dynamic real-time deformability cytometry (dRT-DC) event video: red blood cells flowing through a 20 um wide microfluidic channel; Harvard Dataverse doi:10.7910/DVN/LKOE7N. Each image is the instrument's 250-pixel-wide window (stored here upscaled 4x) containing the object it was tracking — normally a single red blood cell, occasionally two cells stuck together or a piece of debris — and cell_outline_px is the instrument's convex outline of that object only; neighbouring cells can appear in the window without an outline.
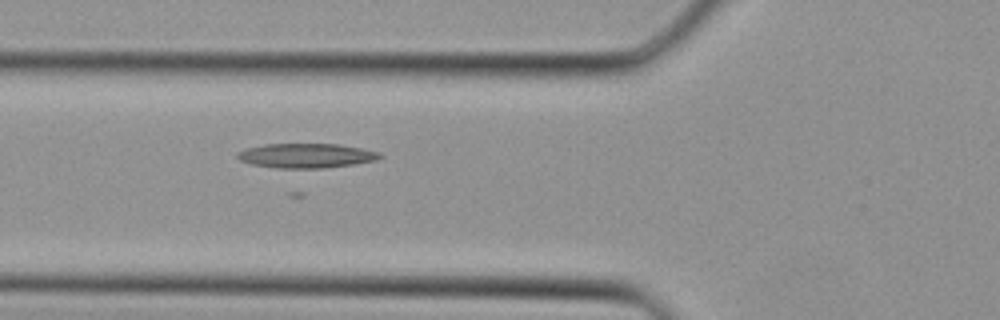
{"species": "Egyptian fruit bat (a non-hibernating species)", "species_latin": "Rousettus aegyptiacus", "temperature_condition": "cold", "stored_images_in_passage": 40, "camera_frame_rate_fps": 3000, "um_per_image_px": 0.085, "animal": {"sex": "female"}, "frame": {"image": 1, "passage_image": 15, "time_ms": 4.667, "image_size_px": [1000, 320], "cell_outline_px": [[384, 156], [376, 160], [352, 164], [324, 168], [276, 168], [252, 164], [240, 160], [236, 156], [236, 152], [244, 148], [264, 144], [340, 144], [380, 152]], "centroid_in_image_um": [26.0, 13.22], "position_along_channel_um": 99.8, "area_um2": 20.4}}
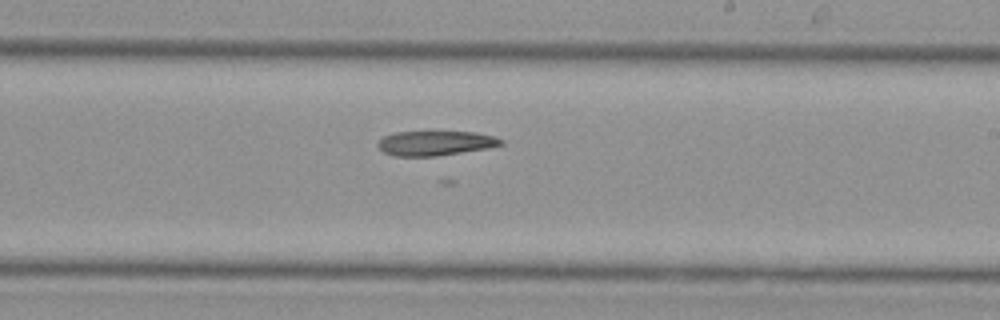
{"frame": {"image": 2, "passage_image": 24, "time_ms": 7.667, "image_size_px": [1000, 320], "cell_outline_px": [[504, 144], [488, 148], [436, 156], [396, 156], [384, 152], [376, 144], [384, 136], [396, 132], [476, 132], [496, 136], [504, 140]], "centroid_in_image_um": [37.05, 12.16], "position_along_channel_um": 251.9, "area_um2": 17.63}}
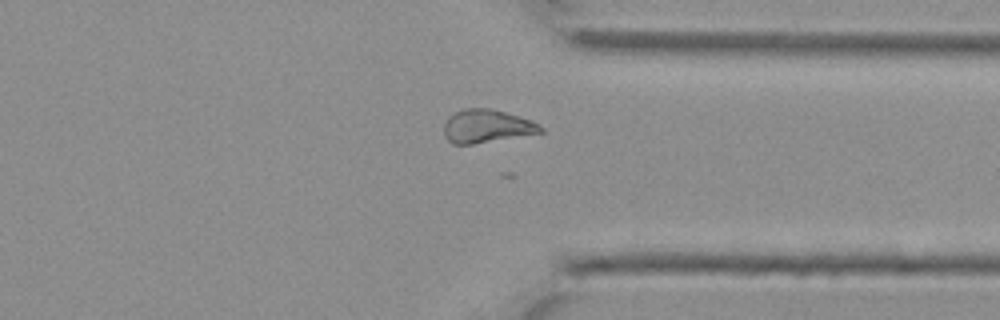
{"frame": {"image": 3, "passage_image": 31, "time_ms": 10.0, "image_size_px": [1000, 320], "cell_outline_px": [[544, 132], [472, 144], [452, 144], [444, 136], [444, 124], [448, 116], [464, 108], [488, 108], [508, 112], [532, 120], [540, 124], [544, 128]], "centroid_in_image_um": [41.38, 10.72], "position_along_channel_um": 370.0, "area_um2": 18.84}}